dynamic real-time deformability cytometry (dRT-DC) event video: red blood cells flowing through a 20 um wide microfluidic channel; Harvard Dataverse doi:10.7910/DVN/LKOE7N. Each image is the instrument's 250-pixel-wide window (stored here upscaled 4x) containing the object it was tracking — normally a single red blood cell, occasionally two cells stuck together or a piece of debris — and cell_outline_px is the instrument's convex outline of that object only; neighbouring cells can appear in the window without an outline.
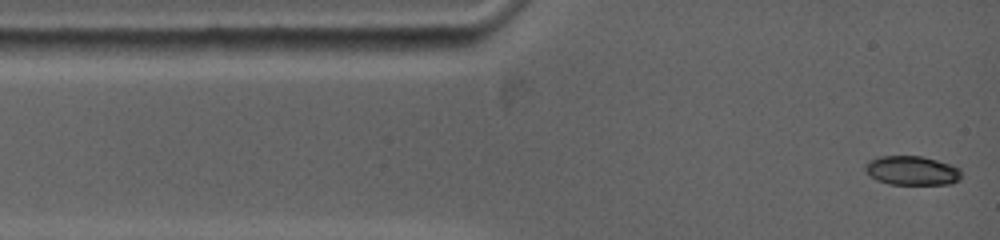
{"species": "common noctule bat (a hibernating species)", "species_latin": "Nyctalus noctula", "temperature_condition": "warm", "stored_images_in_passage": 78, "camera_frame_rate_fps": 5000, "um_per_image_px": 0.085, "animal": {"sex": "female", "body_mass_g": 19.0, "forearm_length_mm": 53.3}, "frame": {"image": 1, "passage_image": 1, "time_ms": 0.0, "image_size_px": [1000, 240], "cell_outline_px": [[960, 180], [952, 184], [888, 184], [876, 180], [864, 168], [872, 160], [880, 156], [920, 156], [936, 160], [960, 168]], "centroid_in_image_um": [77.55, 14.51], "position_along_channel_um": 7.4, "area_um2": 16.07}}
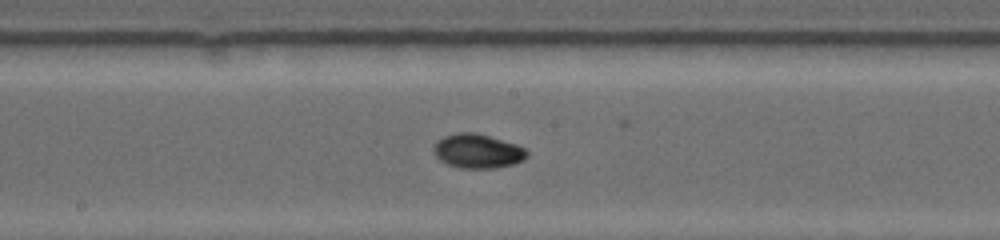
{"frame": {"image": 2, "passage_image": 33, "time_ms": 6.4, "image_size_px": [1000, 240], "cell_outline_px": [[528, 156], [512, 164], [492, 168], [460, 168], [448, 164], [440, 160], [436, 156], [436, 144], [444, 136], [460, 132], [476, 132], [516, 144], [524, 148], [528, 152]], "centroid_in_image_um": [40.62, 12.84], "position_along_channel_um": 207.6, "area_um2": 18.15}}
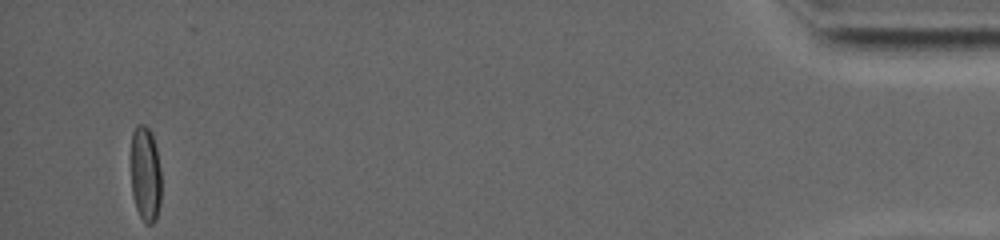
{"frame": {"image": 3, "passage_image": 77, "time_ms": 15.2, "image_size_px": [1000, 240], "cell_outline_px": [[160, 204], [156, 220], [152, 224], [144, 224], [136, 208], [132, 192], [132, 132], [136, 124], [144, 124], [152, 132], [156, 144], [160, 168]], "centroid_in_image_um": [12.38, 14.79], "position_along_channel_um": 422.8, "area_um2": 16.99}}